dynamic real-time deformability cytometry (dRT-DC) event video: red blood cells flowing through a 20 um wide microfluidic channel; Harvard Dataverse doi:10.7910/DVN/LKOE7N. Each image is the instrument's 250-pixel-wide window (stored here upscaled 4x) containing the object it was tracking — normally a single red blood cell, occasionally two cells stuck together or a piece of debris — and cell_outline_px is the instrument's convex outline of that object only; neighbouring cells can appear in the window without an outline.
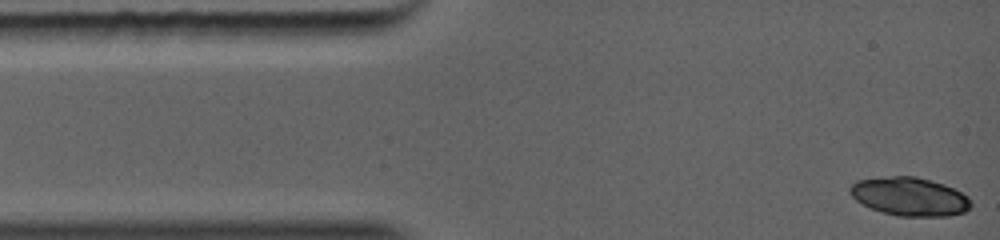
{"species": "common noctule bat (a hibernating species)", "species_latin": "Nyctalus noctula", "temperature_condition": "warm", "stored_images_in_passage": 12, "camera_frame_rate_fps": 5000, "um_per_image_px": 0.085, "animal": {"sex": "female", "body_mass_g": 19.0, "forearm_length_mm": 56.7}, "frame": {"image": 1, "passage_image": 1, "time_ms": 0.0, "image_size_px": [1000, 240], "cell_outline_px": [[972, 204], [964, 212], [948, 216], [900, 216], [884, 212], [872, 208], [856, 200], [848, 192], [848, 188], [856, 180], [884, 176], [916, 176], [932, 180], [944, 184], [968, 196]], "centroid_in_image_um": [77.3, 16.69], "position_along_channel_um": 7.7, "area_um2": 27.11}}